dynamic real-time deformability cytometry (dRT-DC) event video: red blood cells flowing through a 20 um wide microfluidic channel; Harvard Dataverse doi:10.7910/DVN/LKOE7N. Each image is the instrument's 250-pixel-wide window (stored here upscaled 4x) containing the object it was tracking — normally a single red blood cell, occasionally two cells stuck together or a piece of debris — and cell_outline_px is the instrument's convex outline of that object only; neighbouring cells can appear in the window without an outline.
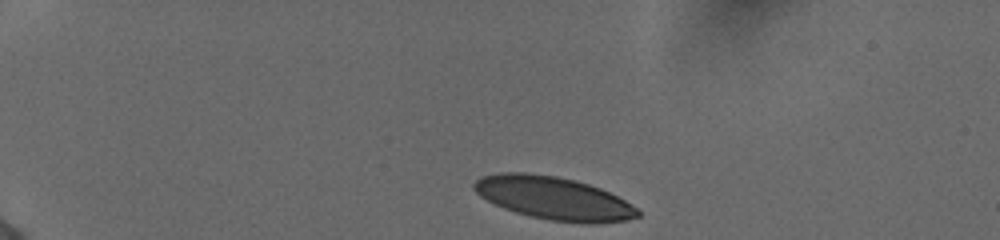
{"species": "human", "species_latin": "Homo sapiens", "temperature_condition": "cold", "stored_images_in_passage": 40, "camera_frame_rate_fps": 3000, "um_per_image_px": 0.085, "donor": {"sex": "female"}, "frame": {"image": 1, "passage_image": 1, "time_ms": 0.0, "image_size_px": [1000, 240], "cell_outline_px": [[640, 216], [628, 220], [592, 224], [584, 224], [548, 220], [516, 212], [504, 208], [480, 196], [472, 188], [472, 184], [480, 176], [500, 172], [524, 172], [556, 176], [576, 180], [600, 188], [624, 200], [636, 208], [640, 212]], "centroid_in_image_um": [47.05, 16.84], "position_along_channel_um": 38.0, "area_um2": 40.98}}
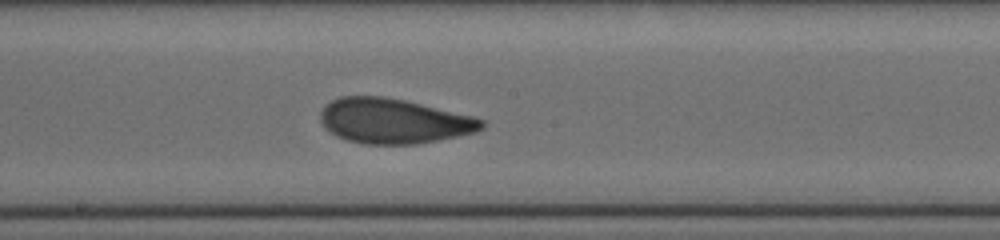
{"frame": {"image": 2, "passage_image": 21, "time_ms": 6.667, "image_size_px": [1000, 240], "cell_outline_px": [[484, 128], [476, 132], [416, 144], [364, 144], [348, 140], [336, 136], [324, 128], [320, 120], [320, 112], [332, 100], [340, 96], [384, 96], [404, 100], [472, 116], [484, 120]], "centroid_in_image_um": [33.43, 10.29], "position_along_channel_um": 214.8, "area_um2": 42.02}}
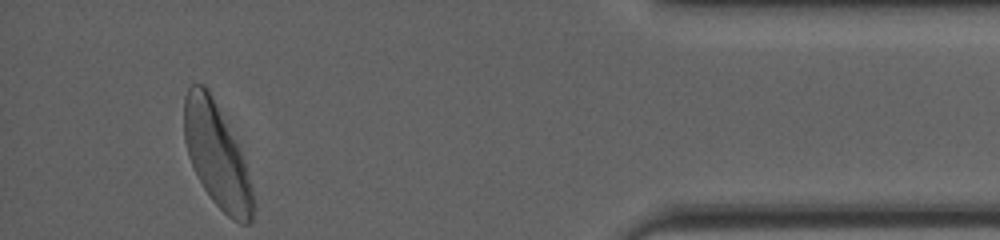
{"frame": {"image": 3, "passage_image": 40, "time_ms": 13.0, "image_size_px": [1000, 240], "cell_outline_px": [[252, 220], [248, 224], [240, 224], [232, 220], [212, 200], [204, 188], [188, 156], [184, 140], [184, 96], [188, 88], [192, 84], [204, 84], [208, 88], [244, 160], [252, 188]], "centroid_in_image_um": [18.39, 13.2], "position_along_channel_um": 416.8, "area_um2": 40.69}, "authors_computed_cell_mechanics": {"area_um2": 41.5871, "velocity_mm_per_s": 3.8573, "shape_relaxation_time_tau1_ms": 4.094, "shape_relaxation_time_tau2_ms": 1.12, "deformation_change_tau1": 0.1371, "deformation_change_tau2": 0.066}}